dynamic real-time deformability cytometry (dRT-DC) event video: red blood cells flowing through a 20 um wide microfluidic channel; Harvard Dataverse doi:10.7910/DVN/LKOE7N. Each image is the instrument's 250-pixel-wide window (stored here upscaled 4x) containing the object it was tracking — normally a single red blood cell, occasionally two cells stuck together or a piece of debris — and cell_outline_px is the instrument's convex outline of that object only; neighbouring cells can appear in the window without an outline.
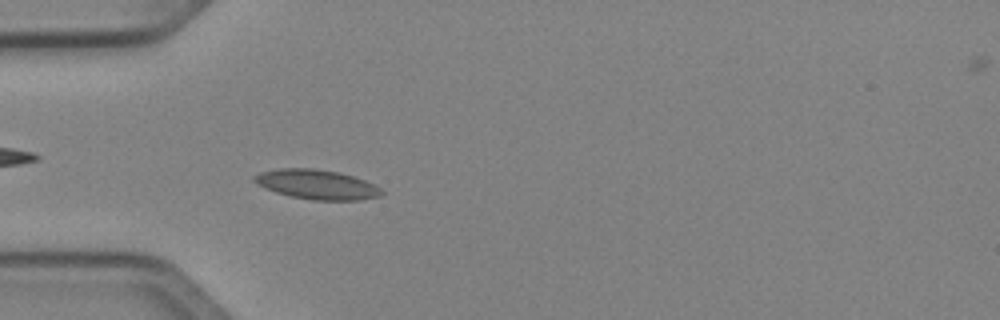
{"species": "Egyptian fruit bat (a non-hibernating species)", "species_latin": "Rousettus aegyptiacus", "temperature_condition": "cold", "stored_images_in_passage": 36, "camera_frame_rate_fps": 3000, "um_per_image_px": 0.085, "animal": {"sex": "female"}, "frame": {"image": 1, "passage_image": 1, "time_ms": 0.0, "image_size_px": [1000, 320], "cell_outline_px": [[384, 192], [380, 196], [360, 200], [312, 200], [292, 196], [276, 192], [264, 188], [256, 184], [252, 180], [252, 176], [260, 172], [280, 168], [312, 168], [340, 172], [376, 184]], "centroid_in_image_um": [26.92, 15.67], "position_along_channel_um": 58.1, "area_um2": 22.08}}
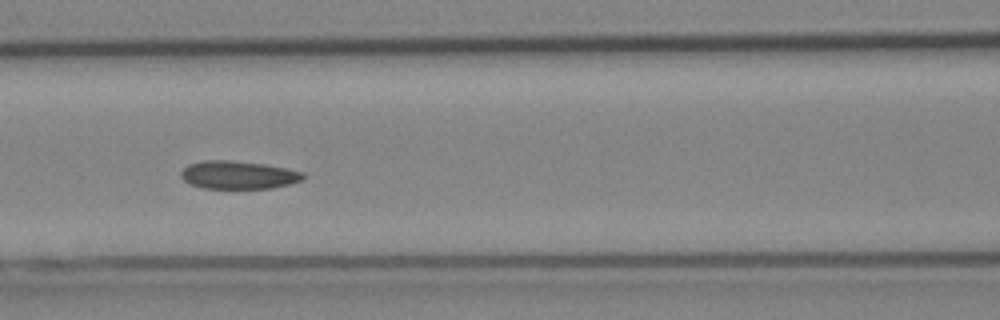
{"frame": {"image": 2, "passage_image": 8, "time_ms": 2.333, "image_size_px": [1000, 320], "cell_outline_px": [[304, 176], [300, 180], [292, 184], [272, 188], [200, 188], [184, 180], [180, 176], [180, 172], [188, 164], [204, 160], [228, 160], [264, 164], [304, 172]], "centroid_in_image_um": [20.23, 14.87], "position_along_channel_um": 146.4, "area_um2": 19.88}}
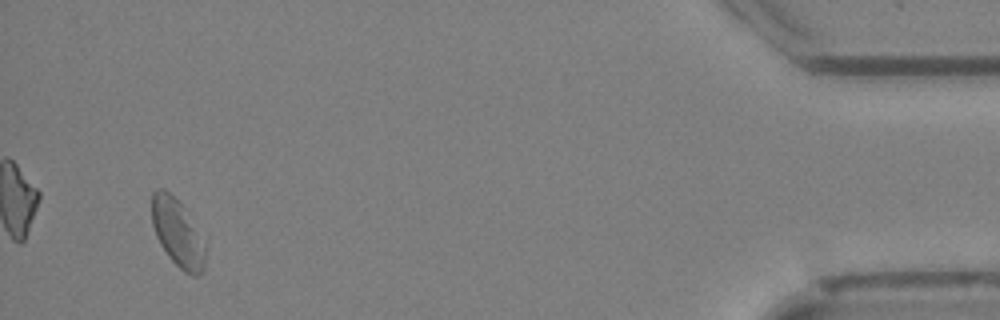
{"frame": {"image": 3, "passage_image": 34, "time_ms": 11.0, "image_size_px": [1000, 320], "cell_outline_px": [[208, 244], [204, 268], [196, 276], [192, 276], [184, 272], [168, 256], [160, 244], [156, 236], [152, 224], [152, 192], [156, 188], [164, 188], [184, 208], [208, 236]], "centroid_in_image_um": [15.19, 19.81], "position_along_channel_um": 420.0, "area_um2": 22.02}, "authors_computed_cell_mechanics": {"area_um2": 20.1722, "velocity_mm_per_s": 4.0144, "shape_relaxation_time_tau1_ms": null, "shape_relaxation_time_tau2_ms": 4.1778, "deformation_change_tau1": null, "deformation_change_tau2": 0.0763}}